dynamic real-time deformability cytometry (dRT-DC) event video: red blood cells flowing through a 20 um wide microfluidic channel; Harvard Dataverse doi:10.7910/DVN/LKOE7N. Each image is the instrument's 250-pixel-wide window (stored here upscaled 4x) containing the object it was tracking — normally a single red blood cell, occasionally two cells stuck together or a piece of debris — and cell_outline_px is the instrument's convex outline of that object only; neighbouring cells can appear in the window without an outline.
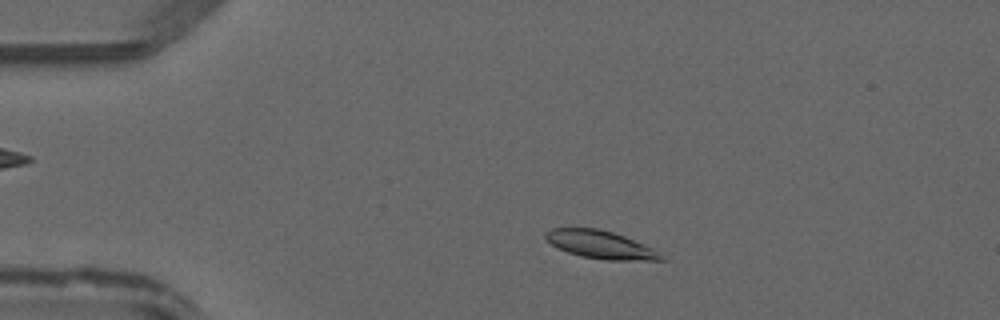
{"species": "common noctule bat (a hibernating species)", "species_latin": "Nyctalus noctula", "temperature_condition": "warm", "stored_images_in_passage": 45, "camera_frame_rate_fps": 3000, "um_per_image_px": 0.085, "animal": {"sex": "male", "forearm_length_mm": 52.5}, "frame": {"image": 1, "passage_image": 7, "time_ms": 2.0, "image_size_px": [1000, 320], "cell_outline_px": [[664, 260], [604, 260], [580, 256], [556, 248], [544, 236], [544, 232], [552, 228], [596, 228], [612, 232], [624, 236], [652, 248], [660, 252]], "centroid_in_image_um": [51.01, 20.8], "position_along_channel_um": 34.0, "area_um2": 18.67}}
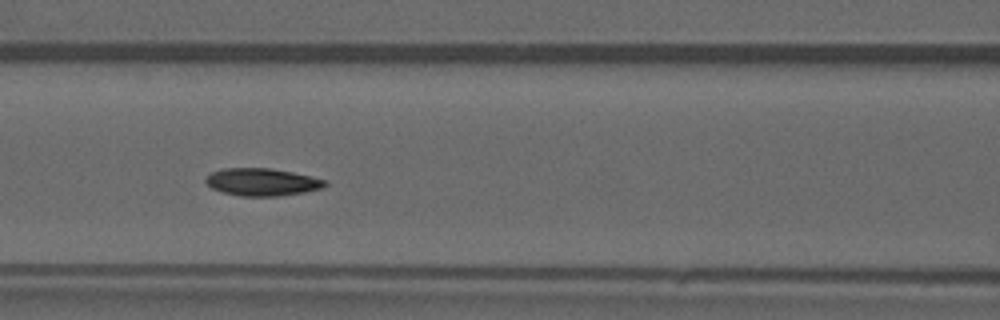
{"frame": {"image": 2, "passage_image": 18, "time_ms": 5.667, "image_size_px": [1000, 320], "cell_outline_px": [[328, 184], [324, 188], [304, 192], [276, 196], [240, 196], [224, 192], [212, 188], [204, 180], [212, 172], [224, 168], [272, 168], [292, 172], [328, 180]], "centroid_in_image_um": [22.32, 15.47], "position_along_channel_um": 144.3, "area_um2": 19.07}}
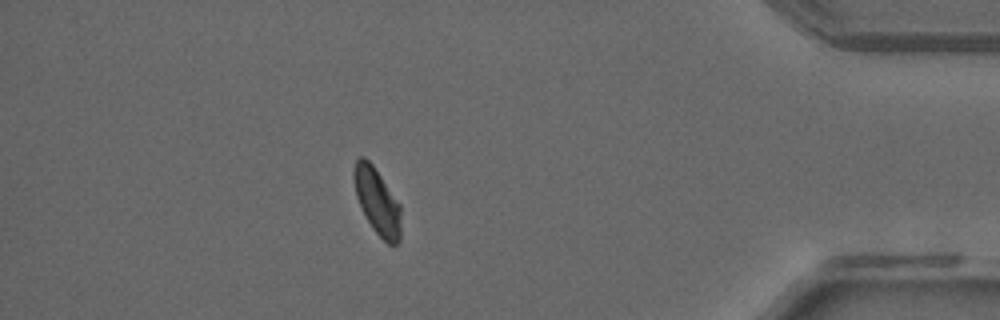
{"frame": {"image": 3, "passage_image": 39, "time_ms": 12.667, "image_size_px": [1000, 320], "cell_outline_px": [[400, 240], [396, 244], [388, 244], [372, 228], [356, 196], [352, 176], [352, 172], [356, 160], [360, 156], [364, 156], [372, 164], [400, 204]], "centroid_in_image_um": [32.04, 17.09], "position_along_channel_um": 403.2, "area_um2": 17.92}}